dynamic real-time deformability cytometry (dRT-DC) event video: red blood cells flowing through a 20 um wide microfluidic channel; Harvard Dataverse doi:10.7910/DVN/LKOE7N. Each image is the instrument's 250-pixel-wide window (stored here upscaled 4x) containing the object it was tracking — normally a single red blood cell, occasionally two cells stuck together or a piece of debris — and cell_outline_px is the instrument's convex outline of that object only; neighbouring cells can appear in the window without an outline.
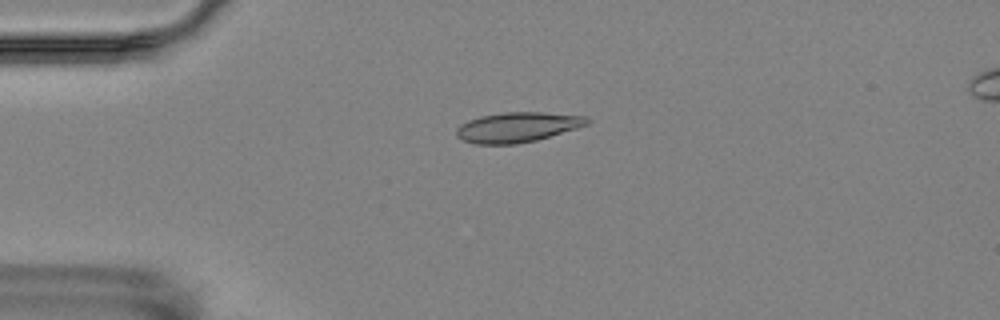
{"species": "Egyptian fruit bat (a non-hibernating species)", "species_latin": "Rousettus aegyptiacus", "temperature_condition": "room temperature", "stored_images_in_passage": 3, "camera_frame_rate_fps": 3000, "um_per_image_px": 0.085, "animal": {"sex": "female"}, "frame": {"image": 1, "passage_image": 1, "time_ms": 0.0, "image_size_px": [1000, 320], "cell_outline_px": [[588, 124], [576, 128], [536, 140], [516, 144], [476, 144], [464, 140], [456, 136], [456, 128], [460, 124], [468, 120], [480, 116], [504, 112], [540, 112], [588, 116]], "centroid_in_image_um": [43.95, 10.8], "position_along_channel_um": 41.1, "area_um2": 22.72}}